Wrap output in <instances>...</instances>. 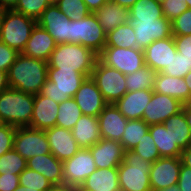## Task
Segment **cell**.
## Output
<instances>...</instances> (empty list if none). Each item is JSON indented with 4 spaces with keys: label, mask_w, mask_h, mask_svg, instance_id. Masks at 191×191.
I'll use <instances>...</instances> for the list:
<instances>
[{
    "label": "cell",
    "mask_w": 191,
    "mask_h": 191,
    "mask_svg": "<svg viewBox=\"0 0 191 191\" xmlns=\"http://www.w3.org/2000/svg\"><path fill=\"white\" fill-rule=\"evenodd\" d=\"M47 62L20 53L8 71L9 88L36 95L47 80Z\"/></svg>",
    "instance_id": "6da1fadb"
},
{
    "label": "cell",
    "mask_w": 191,
    "mask_h": 191,
    "mask_svg": "<svg viewBox=\"0 0 191 191\" xmlns=\"http://www.w3.org/2000/svg\"><path fill=\"white\" fill-rule=\"evenodd\" d=\"M98 54L91 49L76 43L57 44L51 53L48 68L59 70H74L86 77H90L94 69Z\"/></svg>",
    "instance_id": "7a4b0ae2"
},
{
    "label": "cell",
    "mask_w": 191,
    "mask_h": 191,
    "mask_svg": "<svg viewBox=\"0 0 191 191\" xmlns=\"http://www.w3.org/2000/svg\"><path fill=\"white\" fill-rule=\"evenodd\" d=\"M34 95L8 88L0 94V115L6 124L15 127L30 126Z\"/></svg>",
    "instance_id": "3957f363"
},
{
    "label": "cell",
    "mask_w": 191,
    "mask_h": 191,
    "mask_svg": "<svg viewBox=\"0 0 191 191\" xmlns=\"http://www.w3.org/2000/svg\"><path fill=\"white\" fill-rule=\"evenodd\" d=\"M152 162L144 160L136 152H124V161L118 166L121 191H152L149 172Z\"/></svg>",
    "instance_id": "277c9868"
},
{
    "label": "cell",
    "mask_w": 191,
    "mask_h": 191,
    "mask_svg": "<svg viewBox=\"0 0 191 191\" xmlns=\"http://www.w3.org/2000/svg\"><path fill=\"white\" fill-rule=\"evenodd\" d=\"M85 78L78 71L48 68L47 80L41 94L60 104L74 97Z\"/></svg>",
    "instance_id": "5b68a950"
},
{
    "label": "cell",
    "mask_w": 191,
    "mask_h": 191,
    "mask_svg": "<svg viewBox=\"0 0 191 191\" xmlns=\"http://www.w3.org/2000/svg\"><path fill=\"white\" fill-rule=\"evenodd\" d=\"M37 21L14 10H3L0 40L19 53L25 49Z\"/></svg>",
    "instance_id": "8992f818"
},
{
    "label": "cell",
    "mask_w": 191,
    "mask_h": 191,
    "mask_svg": "<svg viewBox=\"0 0 191 191\" xmlns=\"http://www.w3.org/2000/svg\"><path fill=\"white\" fill-rule=\"evenodd\" d=\"M106 35L93 13L78 21L70 20V43L81 44L98 55L105 47Z\"/></svg>",
    "instance_id": "52a82bcc"
},
{
    "label": "cell",
    "mask_w": 191,
    "mask_h": 191,
    "mask_svg": "<svg viewBox=\"0 0 191 191\" xmlns=\"http://www.w3.org/2000/svg\"><path fill=\"white\" fill-rule=\"evenodd\" d=\"M91 78L107 104H115L127 93L126 75L113 67L106 66L99 59L96 61Z\"/></svg>",
    "instance_id": "ba28073f"
},
{
    "label": "cell",
    "mask_w": 191,
    "mask_h": 191,
    "mask_svg": "<svg viewBox=\"0 0 191 191\" xmlns=\"http://www.w3.org/2000/svg\"><path fill=\"white\" fill-rule=\"evenodd\" d=\"M98 59L106 66L113 67L125 75L145 66L144 51L138 48L104 47Z\"/></svg>",
    "instance_id": "9c48e42d"
},
{
    "label": "cell",
    "mask_w": 191,
    "mask_h": 191,
    "mask_svg": "<svg viewBox=\"0 0 191 191\" xmlns=\"http://www.w3.org/2000/svg\"><path fill=\"white\" fill-rule=\"evenodd\" d=\"M13 149L26 160L51 153L45 130L29 126L16 128Z\"/></svg>",
    "instance_id": "30bf717a"
},
{
    "label": "cell",
    "mask_w": 191,
    "mask_h": 191,
    "mask_svg": "<svg viewBox=\"0 0 191 191\" xmlns=\"http://www.w3.org/2000/svg\"><path fill=\"white\" fill-rule=\"evenodd\" d=\"M134 28L137 48L144 50L153 41L172 36L171 21L165 17L159 19H129Z\"/></svg>",
    "instance_id": "8fae6325"
},
{
    "label": "cell",
    "mask_w": 191,
    "mask_h": 191,
    "mask_svg": "<svg viewBox=\"0 0 191 191\" xmlns=\"http://www.w3.org/2000/svg\"><path fill=\"white\" fill-rule=\"evenodd\" d=\"M96 169L90 149L80 148L74 156L63 161V183L70 187L81 186Z\"/></svg>",
    "instance_id": "7c38bea8"
},
{
    "label": "cell",
    "mask_w": 191,
    "mask_h": 191,
    "mask_svg": "<svg viewBox=\"0 0 191 191\" xmlns=\"http://www.w3.org/2000/svg\"><path fill=\"white\" fill-rule=\"evenodd\" d=\"M181 166L180 157H160L153 162L149 172L151 190L157 191L176 185Z\"/></svg>",
    "instance_id": "4fadbf2b"
},
{
    "label": "cell",
    "mask_w": 191,
    "mask_h": 191,
    "mask_svg": "<svg viewBox=\"0 0 191 191\" xmlns=\"http://www.w3.org/2000/svg\"><path fill=\"white\" fill-rule=\"evenodd\" d=\"M183 103L168 95L153 92L144 109L142 119L150 126L165 122L169 117L182 111Z\"/></svg>",
    "instance_id": "5bb4252c"
},
{
    "label": "cell",
    "mask_w": 191,
    "mask_h": 191,
    "mask_svg": "<svg viewBox=\"0 0 191 191\" xmlns=\"http://www.w3.org/2000/svg\"><path fill=\"white\" fill-rule=\"evenodd\" d=\"M37 24L51 35L56 44L70 43V19L54 2L44 10Z\"/></svg>",
    "instance_id": "9a60e30c"
},
{
    "label": "cell",
    "mask_w": 191,
    "mask_h": 191,
    "mask_svg": "<svg viewBox=\"0 0 191 191\" xmlns=\"http://www.w3.org/2000/svg\"><path fill=\"white\" fill-rule=\"evenodd\" d=\"M73 99L81 109L82 114L94 117H98L107 105L91 76L85 78Z\"/></svg>",
    "instance_id": "2e32d148"
},
{
    "label": "cell",
    "mask_w": 191,
    "mask_h": 191,
    "mask_svg": "<svg viewBox=\"0 0 191 191\" xmlns=\"http://www.w3.org/2000/svg\"><path fill=\"white\" fill-rule=\"evenodd\" d=\"M45 134L48 139L50 152L60 161L71 158L80 150L69 129L55 125L46 129Z\"/></svg>",
    "instance_id": "e0dca14e"
},
{
    "label": "cell",
    "mask_w": 191,
    "mask_h": 191,
    "mask_svg": "<svg viewBox=\"0 0 191 191\" xmlns=\"http://www.w3.org/2000/svg\"><path fill=\"white\" fill-rule=\"evenodd\" d=\"M145 65L160 73L169 65L173 55L177 53L173 35L153 41L144 50Z\"/></svg>",
    "instance_id": "ac0fdd59"
},
{
    "label": "cell",
    "mask_w": 191,
    "mask_h": 191,
    "mask_svg": "<svg viewBox=\"0 0 191 191\" xmlns=\"http://www.w3.org/2000/svg\"><path fill=\"white\" fill-rule=\"evenodd\" d=\"M127 121L115 104H107L98 116L101 138L121 142Z\"/></svg>",
    "instance_id": "d6986e66"
},
{
    "label": "cell",
    "mask_w": 191,
    "mask_h": 191,
    "mask_svg": "<svg viewBox=\"0 0 191 191\" xmlns=\"http://www.w3.org/2000/svg\"><path fill=\"white\" fill-rule=\"evenodd\" d=\"M89 149L97 168L118 167L124 161L125 150L118 141L101 138Z\"/></svg>",
    "instance_id": "ffe728a7"
},
{
    "label": "cell",
    "mask_w": 191,
    "mask_h": 191,
    "mask_svg": "<svg viewBox=\"0 0 191 191\" xmlns=\"http://www.w3.org/2000/svg\"><path fill=\"white\" fill-rule=\"evenodd\" d=\"M59 103L41 93L34 95L33 114L30 126L34 129L46 130L56 125Z\"/></svg>",
    "instance_id": "44dd1931"
},
{
    "label": "cell",
    "mask_w": 191,
    "mask_h": 191,
    "mask_svg": "<svg viewBox=\"0 0 191 191\" xmlns=\"http://www.w3.org/2000/svg\"><path fill=\"white\" fill-rule=\"evenodd\" d=\"M56 45L51 35L44 28L36 24L32 29L30 38L22 54L47 62Z\"/></svg>",
    "instance_id": "7402d4cb"
},
{
    "label": "cell",
    "mask_w": 191,
    "mask_h": 191,
    "mask_svg": "<svg viewBox=\"0 0 191 191\" xmlns=\"http://www.w3.org/2000/svg\"><path fill=\"white\" fill-rule=\"evenodd\" d=\"M152 95L153 90L127 92L115 103V106L128 120L142 119L144 109L151 100Z\"/></svg>",
    "instance_id": "603a6c76"
},
{
    "label": "cell",
    "mask_w": 191,
    "mask_h": 191,
    "mask_svg": "<svg viewBox=\"0 0 191 191\" xmlns=\"http://www.w3.org/2000/svg\"><path fill=\"white\" fill-rule=\"evenodd\" d=\"M153 92L176 98L183 104L190 103V91L185 78L171 77L161 72L157 73Z\"/></svg>",
    "instance_id": "cb8c5ba5"
},
{
    "label": "cell",
    "mask_w": 191,
    "mask_h": 191,
    "mask_svg": "<svg viewBox=\"0 0 191 191\" xmlns=\"http://www.w3.org/2000/svg\"><path fill=\"white\" fill-rule=\"evenodd\" d=\"M27 167L44 175L53 185L63 184V161L52 153L30 158L27 160Z\"/></svg>",
    "instance_id": "d4e9b609"
},
{
    "label": "cell",
    "mask_w": 191,
    "mask_h": 191,
    "mask_svg": "<svg viewBox=\"0 0 191 191\" xmlns=\"http://www.w3.org/2000/svg\"><path fill=\"white\" fill-rule=\"evenodd\" d=\"M71 133L80 148H90L101 140L98 117L83 114Z\"/></svg>",
    "instance_id": "484cf974"
},
{
    "label": "cell",
    "mask_w": 191,
    "mask_h": 191,
    "mask_svg": "<svg viewBox=\"0 0 191 191\" xmlns=\"http://www.w3.org/2000/svg\"><path fill=\"white\" fill-rule=\"evenodd\" d=\"M93 14L106 33L129 21V9L111 1L103 4Z\"/></svg>",
    "instance_id": "4316f807"
},
{
    "label": "cell",
    "mask_w": 191,
    "mask_h": 191,
    "mask_svg": "<svg viewBox=\"0 0 191 191\" xmlns=\"http://www.w3.org/2000/svg\"><path fill=\"white\" fill-rule=\"evenodd\" d=\"M81 186L89 191H121L118 167L97 168Z\"/></svg>",
    "instance_id": "83f0119b"
},
{
    "label": "cell",
    "mask_w": 191,
    "mask_h": 191,
    "mask_svg": "<svg viewBox=\"0 0 191 191\" xmlns=\"http://www.w3.org/2000/svg\"><path fill=\"white\" fill-rule=\"evenodd\" d=\"M163 125L169 130L173 143L184 150L191 145V130L189 129L187 119L183 111L177 115L169 117Z\"/></svg>",
    "instance_id": "f1b7e54d"
},
{
    "label": "cell",
    "mask_w": 191,
    "mask_h": 191,
    "mask_svg": "<svg viewBox=\"0 0 191 191\" xmlns=\"http://www.w3.org/2000/svg\"><path fill=\"white\" fill-rule=\"evenodd\" d=\"M149 132L158 148L160 157H180L182 149L173 143L171 134L163 123L150 125Z\"/></svg>",
    "instance_id": "f546056e"
},
{
    "label": "cell",
    "mask_w": 191,
    "mask_h": 191,
    "mask_svg": "<svg viewBox=\"0 0 191 191\" xmlns=\"http://www.w3.org/2000/svg\"><path fill=\"white\" fill-rule=\"evenodd\" d=\"M135 36L134 28L128 22L107 33L105 47L137 48Z\"/></svg>",
    "instance_id": "4dcf8cb0"
},
{
    "label": "cell",
    "mask_w": 191,
    "mask_h": 191,
    "mask_svg": "<svg viewBox=\"0 0 191 191\" xmlns=\"http://www.w3.org/2000/svg\"><path fill=\"white\" fill-rule=\"evenodd\" d=\"M156 74V71L145 65L139 70L126 75L127 92L153 90Z\"/></svg>",
    "instance_id": "1f68e13d"
},
{
    "label": "cell",
    "mask_w": 191,
    "mask_h": 191,
    "mask_svg": "<svg viewBox=\"0 0 191 191\" xmlns=\"http://www.w3.org/2000/svg\"><path fill=\"white\" fill-rule=\"evenodd\" d=\"M148 131L149 125L143 119L128 120L120 142L124 150L135 148Z\"/></svg>",
    "instance_id": "d6a6232c"
},
{
    "label": "cell",
    "mask_w": 191,
    "mask_h": 191,
    "mask_svg": "<svg viewBox=\"0 0 191 191\" xmlns=\"http://www.w3.org/2000/svg\"><path fill=\"white\" fill-rule=\"evenodd\" d=\"M81 109L73 98L59 104L56 126L72 130L82 116Z\"/></svg>",
    "instance_id": "836d02e7"
},
{
    "label": "cell",
    "mask_w": 191,
    "mask_h": 191,
    "mask_svg": "<svg viewBox=\"0 0 191 191\" xmlns=\"http://www.w3.org/2000/svg\"><path fill=\"white\" fill-rule=\"evenodd\" d=\"M163 11L155 0H137L129 9V19H159Z\"/></svg>",
    "instance_id": "e575fe53"
},
{
    "label": "cell",
    "mask_w": 191,
    "mask_h": 191,
    "mask_svg": "<svg viewBox=\"0 0 191 191\" xmlns=\"http://www.w3.org/2000/svg\"><path fill=\"white\" fill-rule=\"evenodd\" d=\"M27 168V160L13 148L0 156V174H17Z\"/></svg>",
    "instance_id": "d590c367"
},
{
    "label": "cell",
    "mask_w": 191,
    "mask_h": 191,
    "mask_svg": "<svg viewBox=\"0 0 191 191\" xmlns=\"http://www.w3.org/2000/svg\"><path fill=\"white\" fill-rule=\"evenodd\" d=\"M53 2L72 21H78L91 13L83 0H54Z\"/></svg>",
    "instance_id": "8d00e7d4"
},
{
    "label": "cell",
    "mask_w": 191,
    "mask_h": 191,
    "mask_svg": "<svg viewBox=\"0 0 191 191\" xmlns=\"http://www.w3.org/2000/svg\"><path fill=\"white\" fill-rule=\"evenodd\" d=\"M19 184L39 191H47L53 185L44 175L28 167L19 175Z\"/></svg>",
    "instance_id": "74e56055"
},
{
    "label": "cell",
    "mask_w": 191,
    "mask_h": 191,
    "mask_svg": "<svg viewBox=\"0 0 191 191\" xmlns=\"http://www.w3.org/2000/svg\"><path fill=\"white\" fill-rule=\"evenodd\" d=\"M53 1L54 0H19L13 10L37 21L44 10L52 4Z\"/></svg>",
    "instance_id": "f35d334b"
},
{
    "label": "cell",
    "mask_w": 191,
    "mask_h": 191,
    "mask_svg": "<svg viewBox=\"0 0 191 191\" xmlns=\"http://www.w3.org/2000/svg\"><path fill=\"white\" fill-rule=\"evenodd\" d=\"M143 158L149 162H155L160 158V154L154 140L148 131L141 141L138 142L137 146L132 149Z\"/></svg>",
    "instance_id": "ab89813d"
},
{
    "label": "cell",
    "mask_w": 191,
    "mask_h": 191,
    "mask_svg": "<svg viewBox=\"0 0 191 191\" xmlns=\"http://www.w3.org/2000/svg\"><path fill=\"white\" fill-rule=\"evenodd\" d=\"M189 71H191V68L187 67V62L182 54L177 52L161 73L171 77L185 78Z\"/></svg>",
    "instance_id": "60d3db41"
},
{
    "label": "cell",
    "mask_w": 191,
    "mask_h": 191,
    "mask_svg": "<svg viewBox=\"0 0 191 191\" xmlns=\"http://www.w3.org/2000/svg\"><path fill=\"white\" fill-rule=\"evenodd\" d=\"M172 35H191V9L188 8L180 16L171 21Z\"/></svg>",
    "instance_id": "b9f144b4"
},
{
    "label": "cell",
    "mask_w": 191,
    "mask_h": 191,
    "mask_svg": "<svg viewBox=\"0 0 191 191\" xmlns=\"http://www.w3.org/2000/svg\"><path fill=\"white\" fill-rule=\"evenodd\" d=\"M163 16L172 21L188 9L186 0H165L161 4Z\"/></svg>",
    "instance_id": "7bdbcfd3"
},
{
    "label": "cell",
    "mask_w": 191,
    "mask_h": 191,
    "mask_svg": "<svg viewBox=\"0 0 191 191\" xmlns=\"http://www.w3.org/2000/svg\"><path fill=\"white\" fill-rule=\"evenodd\" d=\"M16 128L9 124L0 128V156L13 148Z\"/></svg>",
    "instance_id": "ee69618b"
},
{
    "label": "cell",
    "mask_w": 191,
    "mask_h": 191,
    "mask_svg": "<svg viewBox=\"0 0 191 191\" xmlns=\"http://www.w3.org/2000/svg\"><path fill=\"white\" fill-rule=\"evenodd\" d=\"M19 54L0 40V70L8 72Z\"/></svg>",
    "instance_id": "f6af8a7d"
},
{
    "label": "cell",
    "mask_w": 191,
    "mask_h": 191,
    "mask_svg": "<svg viewBox=\"0 0 191 191\" xmlns=\"http://www.w3.org/2000/svg\"><path fill=\"white\" fill-rule=\"evenodd\" d=\"M176 50L187 62V67L191 68V35L173 36Z\"/></svg>",
    "instance_id": "bcb514c9"
},
{
    "label": "cell",
    "mask_w": 191,
    "mask_h": 191,
    "mask_svg": "<svg viewBox=\"0 0 191 191\" xmlns=\"http://www.w3.org/2000/svg\"><path fill=\"white\" fill-rule=\"evenodd\" d=\"M19 185V175L0 174V191H14Z\"/></svg>",
    "instance_id": "7dc6e473"
},
{
    "label": "cell",
    "mask_w": 191,
    "mask_h": 191,
    "mask_svg": "<svg viewBox=\"0 0 191 191\" xmlns=\"http://www.w3.org/2000/svg\"><path fill=\"white\" fill-rule=\"evenodd\" d=\"M177 185L180 191H191V168L182 164Z\"/></svg>",
    "instance_id": "c3c4849f"
},
{
    "label": "cell",
    "mask_w": 191,
    "mask_h": 191,
    "mask_svg": "<svg viewBox=\"0 0 191 191\" xmlns=\"http://www.w3.org/2000/svg\"><path fill=\"white\" fill-rule=\"evenodd\" d=\"M91 13H94L98 10L103 4L106 2H110L111 0H83Z\"/></svg>",
    "instance_id": "681fc988"
},
{
    "label": "cell",
    "mask_w": 191,
    "mask_h": 191,
    "mask_svg": "<svg viewBox=\"0 0 191 191\" xmlns=\"http://www.w3.org/2000/svg\"><path fill=\"white\" fill-rule=\"evenodd\" d=\"M180 158L184 166L191 168V147L184 149L181 153Z\"/></svg>",
    "instance_id": "f907efd6"
},
{
    "label": "cell",
    "mask_w": 191,
    "mask_h": 191,
    "mask_svg": "<svg viewBox=\"0 0 191 191\" xmlns=\"http://www.w3.org/2000/svg\"><path fill=\"white\" fill-rule=\"evenodd\" d=\"M9 88L8 72L0 70V94Z\"/></svg>",
    "instance_id": "816d5d0a"
},
{
    "label": "cell",
    "mask_w": 191,
    "mask_h": 191,
    "mask_svg": "<svg viewBox=\"0 0 191 191\" xmlns=\"http://www.w3.org/2000/svg\"><path fill=\"white\" fill-rule=\"evenodd\" d=\"M19 0H0V10H13Z\"/></svg>",
    "instance_id": "f5cc1de1"
},
{
    "label": "cell",
    "mask_w": 191,
    "mask_h": 191,
    "mask_svg": "<svg viewBox=\"0 0 191 191\" xmlns=\"http://www.w3.org/2000/svg\"><path fill=\"white\" fill-rule=\"evenodd\" d=\"M182 111L185 114L189 129L191 130V105L190 104H183Z\"/></svg>",
    "instance_id": "db71d44e"
},
{
    "label": "cell",
    "mask_w": 191,
    "mask_h": 191,
    "mask_svg": "<svg viewBox=\"0 0 191 191\" xmlns=\"http://www.w3.org/2000/svg\"><path fill=\"white\" fill-rule=\"evenodd\" d=\"M136 1L137 0H111V2L128 9H130Z\"/></svg>",
    "instance_id": "11a10c76"
},
{
    "label": "cell",
    "mask_w": 191,
    "mask_h": 191,
    "mask_svg": "<svg viewBox=\"0 0 191 191\" xmlns=\"http://www.w3.org/2000/svg\"><path fill=\"white\" fill-rule=\"evenodd\" d=\"M47 191H71V187L63 184L52 185Z\"/></svg>",
    "instance_id": "9f6ffc18"
},
{
    "label": "cell",
    "mask_w": 191,
    "mask_h": 191,
    "mask_svg": "<svg viewBox=\"0 0 191 191\" xmlns=\"http://www.w3.org/2000/svg\"><path fill=\"white\" fill-rule=\"evenodd\" d=\"M185 82L189 88L190 91V101H191V71H189L185 77Z\"/></svg>",
    "instance_id": "6f0895ef"
},
{
    "label": "cell",
    "mask_w": 191,
    "mask_h": 191,
    "mask_svg": "<svg viewBox=\"0 0 191 191\" xmlns=\"http://www.w3.org/2000/svg\"><path fill=\"white\" fill-rule=\"evenodd\" d=\"M157 191H180L178 185H173V186H170V187H167V188H163V189H160V190H157Z\"/></svg>",
    "instance_id": "680465c9"
},
{
    "label": "cell",
    "mask_w": 191,
    "mask_h": 191,
    "mask_svg": "<svg viewBox=\"0 0 191 191\" xmlns=\"http://www.w3.org/2000/svg\"><path fill=\"white\" fill-rule=\"evenodd\" d=\"M14 191H39V190L19 185Z\"/></svg>",
    "instance_id": "91938a15"
},
{
    "label": "cell",
    "mask_w": 191,
    "mask_h": 191,
    "mask_svg": "<svg viewBox=\"0 0 191 191\" xmlns=\"http://www.w3.org/2000/svg\"><path fill=\"white\" fill-rule=\"evenodd\" d=\"M71 191H89V190H86L82 186H75V187H71Z\"/></svg>",
    "instance_id": "94428289"
},
{
    "label": "cell",
    "mask_w": 191,
    "mask_h": 191,
    "mask_svg": "<svg viewBox=\"0 0 191 191\" xmlns=\"http://www.w3.org/2000/svg\"><path fill=\"white\" fill-rule=\"evenodd\" d=\"M2 20H3V10H0V37H1V30H2Z\"/></svg>",
    "instance_id": "6125c7cd"
},
{
    "label": "cell",
    "mask_w": 191,
    "mask_h": 191,
    "mask_svg": "<svg viewBox=\"0 0 191 191\" xmlns=\"http://www.w3.org/2000/svg\"><path fill=\"white\" fill-rule=\"evenodd\" d=\"M5 125H6V123L4 122V120L2 119V117L0 115V128H2Z\"/></svg>",
    "instance_id": "be15d7a7"
},
{
    "label": "cell",
    "mask_w": 191,
    "mask_h": 191,
    "mask_svg": "<svg viewBox=\"0 0 191 191\" xmlns=\"http://www.w3.org/2000/svg\"><path fill=\"white\" fill-rule=\"evenodd\" d=\"M186 3H187L188 8L191 9V0H186Z\"/></svg>",
    "instance_id": "e7e4bbea"
},
{
    "label": "cell",
    "mask_w": 191,
    "mask_h": 191,
    "mask_svg": "<svg viewBox=\"0 0 191 191\" xmlns=\"http://www.w3.org/2000/svg\"><path fill=\"white\" fill-rule=\"evenodd\" d=\"M157 3L162 4L165 2V0H155Z\"/></svg>",
    "instance_id": "03108f58"
}]
</instances>
